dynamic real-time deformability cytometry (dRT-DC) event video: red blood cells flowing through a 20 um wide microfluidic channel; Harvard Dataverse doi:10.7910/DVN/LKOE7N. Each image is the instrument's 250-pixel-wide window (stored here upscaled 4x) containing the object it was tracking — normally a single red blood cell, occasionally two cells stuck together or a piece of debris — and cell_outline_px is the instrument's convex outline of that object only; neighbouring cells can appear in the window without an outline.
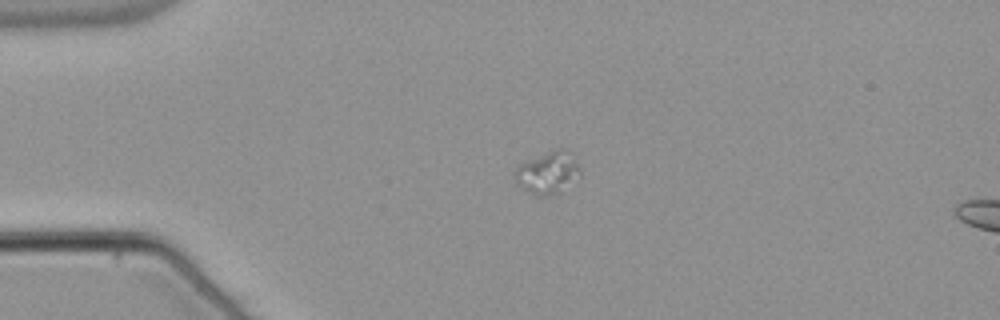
{"species": "common noctule bat (a hibernating species)", "species_latin": "Nyctalus noctula", "temperature_condition": "warm", "stored_images_in_passage": 5, "camera_frame_rate_fps": 3000, "um_per_image_px": 0.085, "animal": {"sex": "male", "body_mass_g": 21.5, "forearm_length_mm": 52.0}, "frame": {"image": 1, "passage_image": 1, "time_ms": 0.0, "image_size_px": [1000, 320], "cell_outline_px": [[580, 176], [556, 192], [548, 196], [536, 196], [516, 184], [512, 172], [516, 164], [556, 148], [564, 148], [580, 168]], "centroid_in_image_um": [46.46, 14.66], "position_along_channel_um": 38.5, "area_um2": 15.95}}